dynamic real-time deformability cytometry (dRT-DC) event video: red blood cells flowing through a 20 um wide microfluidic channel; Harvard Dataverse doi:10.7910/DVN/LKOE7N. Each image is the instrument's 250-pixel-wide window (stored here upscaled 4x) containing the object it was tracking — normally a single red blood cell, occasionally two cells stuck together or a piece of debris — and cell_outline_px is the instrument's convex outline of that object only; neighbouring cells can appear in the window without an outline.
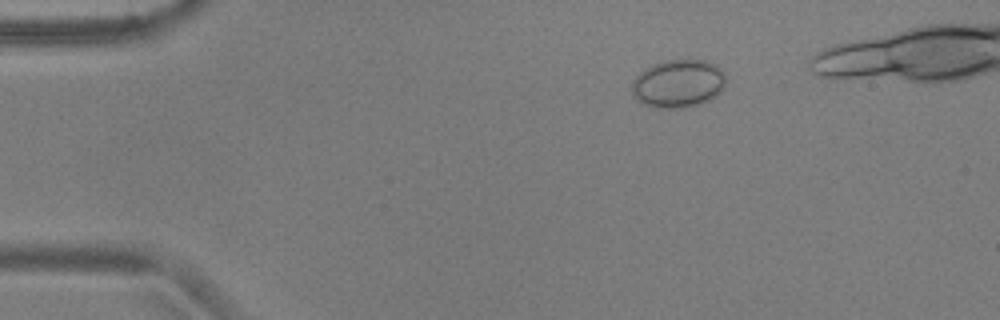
{"species": "common noctule bat (a hibernating species)", "species_latin": "Nyctalus noctula", "temperature_condition": "warm", "stored_images_in_passage": 49, "camera_frame_rate_fps": 3000, "um_per_image_px": 0.085, "animal": {"sex": "male", "body_mass_g": 17.9, "forearm_length_mm": 54.2}, "frame": {"image": 1, "passage_image": 10, "time_ms": 3.0, "image_size_px": [1000, 320], "cell_outline_px": [[724, 88], [716, 96], [700, 104], [684, 108], [656, 108], [640, 104], [632, 96], [632, 80], [644, 68], [652, 64], [664, 60], [704, 60], [716, 64], [724, 72]], "centroid_in_image_um": [57.61, 7.11], "position_along_channel_um": 27.4, "area_um2": 26.76}}
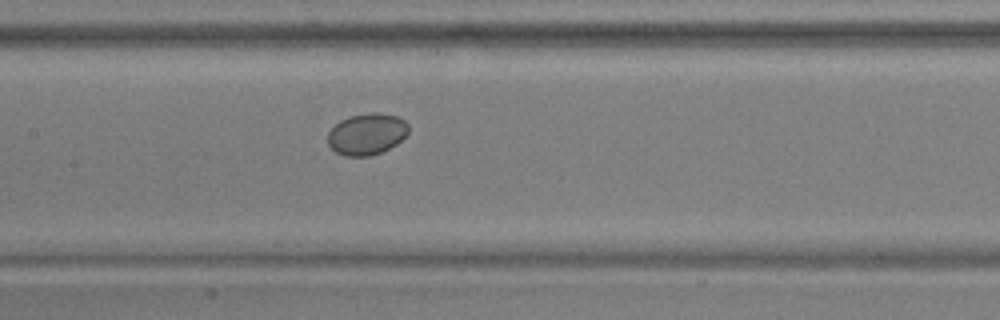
{"frame": {"image": 2, "passage_image": 27, "time_ms": 8.667, "image_size_px": [1000, 320], "cell_outline_px": [[408, 132], [396, 144], [380, 152], [368, 156], [344, 156], [336, 152], [328, 144], [328, 132], [340, 120], [352, 116], [372, 112], [376, 112], [396, 116], [404, 120], [408, 124]], "centroid_in_image_um": [31.16, 11.39], "position_along_channel_um": 176.2, "area_um2": 19.25}}
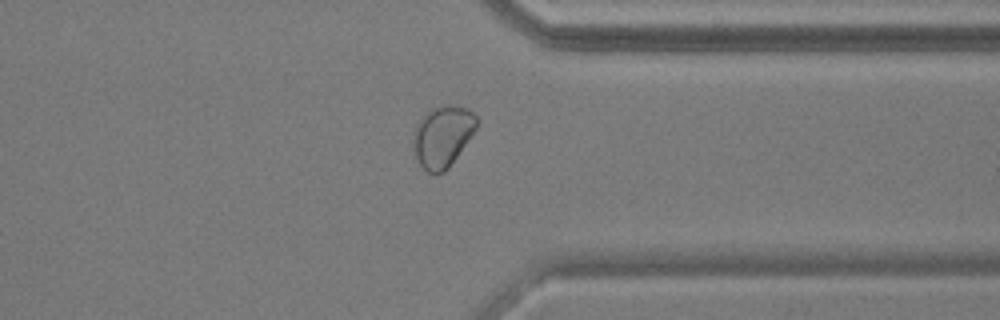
{"frame": {"image": 3, "passage_image": 43, "time_ms": 14.0, "image_size_px": [1000, 320], "cell_outline_px": [[476, 128], [448, 168], [444, 172], [428, 172], [420, 164], [412, 148], [412, 144], [416, 124], [428, 108], [444, 104], [452, 104], [468, 108], [476, 116]], "centroid_in_image_um": [37.59, 11.53], "position_along_channel_um": 373.8, "area_um2": 22.54}}